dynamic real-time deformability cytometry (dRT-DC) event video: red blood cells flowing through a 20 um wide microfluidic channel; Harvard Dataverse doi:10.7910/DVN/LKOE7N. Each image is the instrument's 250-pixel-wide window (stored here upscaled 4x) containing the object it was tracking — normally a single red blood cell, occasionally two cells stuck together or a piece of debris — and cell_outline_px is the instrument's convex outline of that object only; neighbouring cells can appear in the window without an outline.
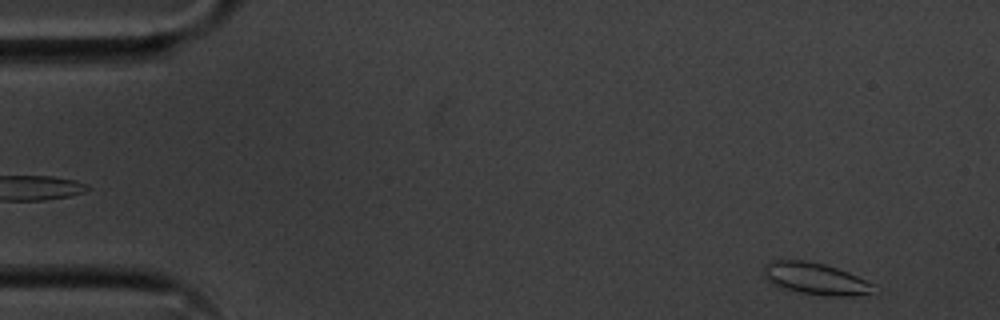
{"species": "common noctule bat (a hibernating species)", "species_latin": "Nyctalus noctula", "temperature_condition": "cold", "stored_images_in_passage": 52, "camera_frame_rate_fps": 3000, "um_per_image_px": 0.085, "animal": {"sex": "male", "body_mass_g": 20.1, "forearm_length_mm": 53.5}, "frame": {"image": 1, "passage_image": 1, "time_ms": 0.0, "image_size_px": [1000, 320], "cell_outline_px": [[872, 288], [868, 292], [852, 296], [828, 296], [800, 292], [780, 288], [772, 284], [764, 276], [764, 264], [772, 260], [804, 260], [824, 264], [848, 272], [872, 284]], "centroid_in_image_um": [69.2, 23.67], "position_along_channel_um": 15.8, "area_um2": 20.0}}
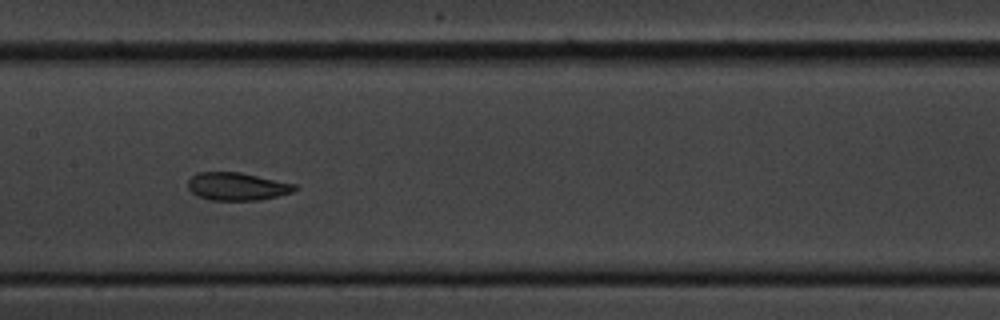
{"frame": {"image": 2, "passage_image": 24, "time_ms": 7.667, "image_size_px": [1000, 320], "cell_outline_px": [[300, 188], [292, 192], [260, 200], [212, 200], [196, 196], [188, 188], [188, 180], [196, 172], [240, 172], [296, 184]], "centroid_in_image_um": [20.15, 15.84], "position_along_channel_um": 187.3, "area_um2": 17.4}}
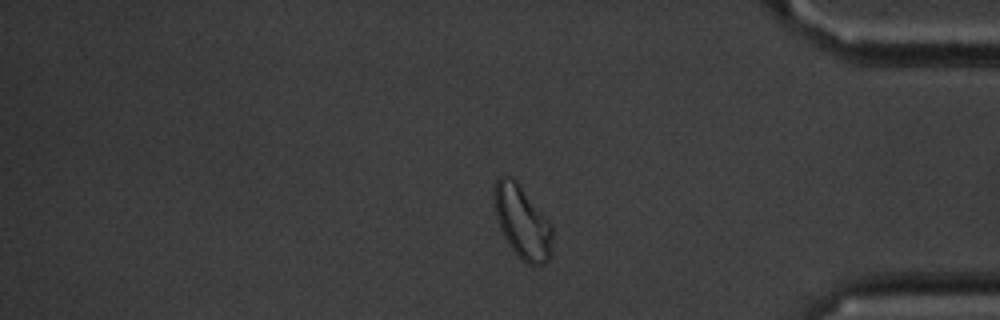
{"frame": {"image": 3, "passage_image": 43, "time_ms": 14.0, "image_size_px": [1000, 320], "cell_outline_px": [[552, 256], [544, 264], [528, 264], [508, 244], [500, 228], [496, 216], [492, 196], [496, 176], [512, 176], [516, 180], [552, 224]], "centroid_in_image_um": [44.38, 18.83], "position_along_channel_um": 390.8, "area_um2": 24.85}, "authors_computed_cell_mechanics": {"area_um2": 18.6694, "velocity_mm_per_s": 3.5763, "shape_relaxation_time_tau1_ms": 2.7155, "shape_relaxation_time_tau2_ms": 3.2142, "deformation_change_tau1": 0.0962, "deformation_change_tau2": 0.0651}}